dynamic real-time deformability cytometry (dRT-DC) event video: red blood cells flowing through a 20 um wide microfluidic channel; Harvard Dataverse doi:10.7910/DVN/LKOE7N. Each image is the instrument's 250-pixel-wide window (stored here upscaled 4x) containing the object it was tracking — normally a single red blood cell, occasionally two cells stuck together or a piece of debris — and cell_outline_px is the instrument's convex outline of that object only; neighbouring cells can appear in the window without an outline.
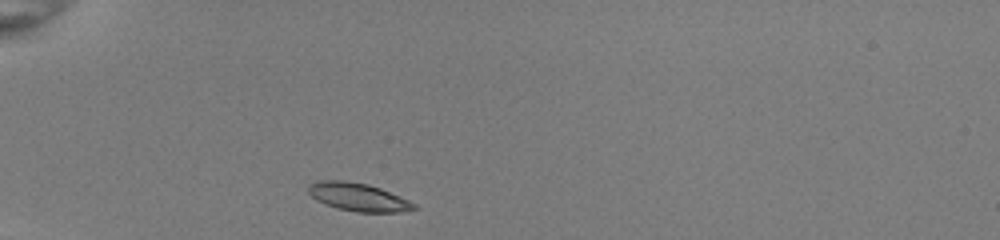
{"species": "common noctule bat (a hibernating species)", "species_latin": "Nyctalus noctula", "temperature_condition": "room temperature", "stored_images_in_passage": 34, "camera_frame_rate_fps": 3000, "um_per_image_px": 0.085, "animal": {"sex": "female", "body_mass_g": 22.0, "forearm_length_mm": 56.7}, "frame": {"image": 1, "passage_image": 1, "time_ms": 0.0, "image_size_px": [1000, 240], "cell_outline_px": [[416, 208], [396, 212], [356, 212], [336, 208], [316, 200], [308, 192], [308, 184], [316, 180], [340, 180], [368, 184], [380, 188], [400, 196], [416, 204]], "centroid_in_image_um": [30.4, 16.74], "position_along_channel_um": 54.6, "area_um2": 17.22}}
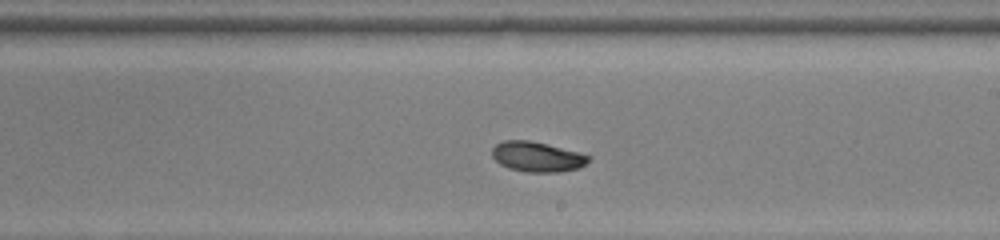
{"frame": {"image": 2, "passage_image": 17, "time_ms": 5.333, "image_size_px": [1000, 240], "cell_outline_px": [[592, 156], [580, 168], [560, 172], [528, 172], [508, 168], [500, 164], [492, 156], [492, 148], [496, 144], [504, 140], [528, 140]], "centroid_in_image_um": [45.62, 13.33], "position_along_channel_um": 243.4, "area_um2": 16.65}}
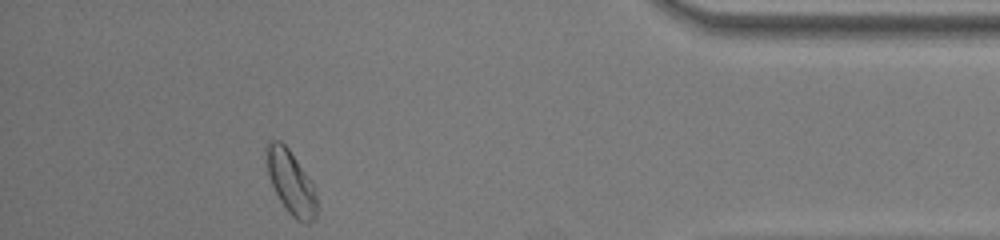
{"frame": {"image": 3, "passage_image": 32, "time_ms": 10.333, "image_size_px": [1000, 240], "cell_outline_px": [[316, 216], [308, 224], [304, 224], [296, 220], [288, 212], [280, 200], [268, 176], [264, 148], [264, 144], [268, 140], [280, 140], [288, 148], [308, 176], [316, 192]], "centroid_in_image_um": [24.69, 15.46], "position_along_channel_um": 410.5, "area_um2": 18.79}, "authors_computed_cell_mechanics": {"area_um2": 17.1666, "velocity_mm_per_s": 3.9849, "shape_relaxation_time_tau1_ms": 2.3848, "shape_relaxation_time_tau2_ms": null, "deformation_change_tau1": 0.1329, "deformation_change_tau2": null}}